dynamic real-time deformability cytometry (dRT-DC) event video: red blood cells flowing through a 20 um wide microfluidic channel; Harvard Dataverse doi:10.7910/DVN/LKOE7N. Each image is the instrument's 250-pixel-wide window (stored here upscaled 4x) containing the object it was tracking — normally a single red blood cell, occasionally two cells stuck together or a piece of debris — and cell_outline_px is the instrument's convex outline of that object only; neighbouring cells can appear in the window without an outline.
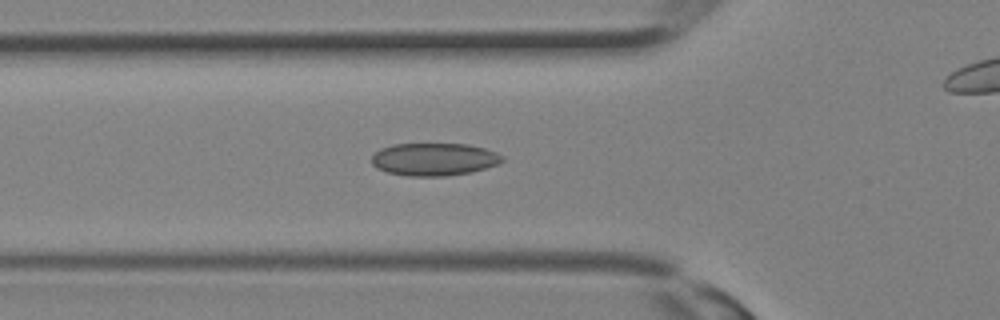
{"species": "Egyptian fruit bat (a non-hibernating species)", "species_latin": "Rousettus aegyptiacus", "temperature_condition": "room temperature", "stored_images_in_passage": 16, "camera_frame_rate_fps": 3000, "um_per_image_px": 0.085, "animal": {"sex": "female"}, "frame": {"image": 1, "passage_image": 4, "time_ms": 1.0, "image_size_px": [1000, 320], "cell_outline_px": [[504, 160], [500, 164], [472, 172], [444, 176], [408, 176], [388, 172], [376, 168], [372, 164], [372, 152], [380, 148], [392, 144], [468, 144], [484, 148], [496, 152], [504, 156]], "centroid_in_image_um": [36.9, 13.54], "position_along_channel_um": 88.9, "area_um2": 25.14}}
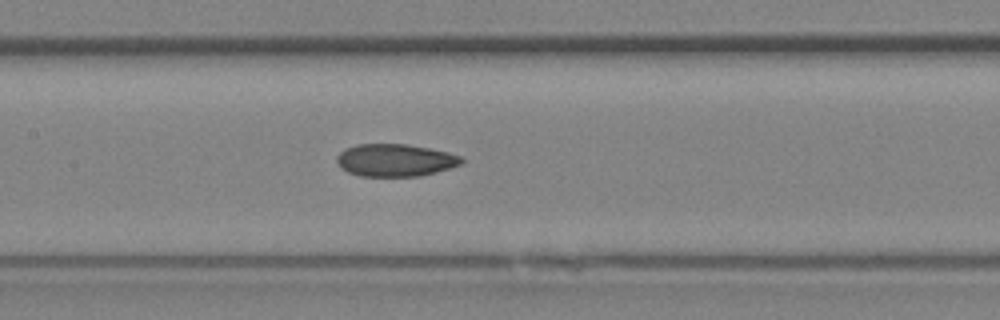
{"frame": {"image": 2, "passage_image": 8, "time_ms": 2.333, "image_size_px": [1000, 320], "cell_outline_px": [[464, 160], [460, 164], [436, 172], [420, 176], [360, 176], [348, 172], [340, 168], [336, 160], [336, 156], [344, 148], [356, 144], [408, 144], [448, 152], [460, 156]], "centroid_in_image_um": [33.54, 13.61], "position_along_channel_um": 173.9, "area_um2": 23.64}}
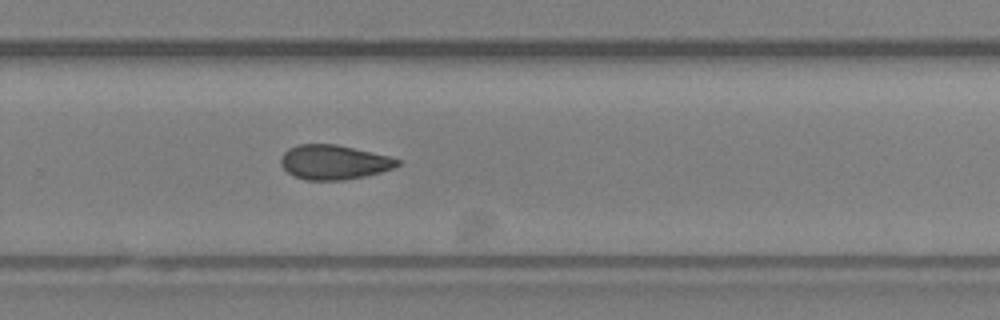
{"frame": {"image": 3, "passage_image": 14, "time_ms": 4.333, "image_size_px": [1000, 320], "cell_outline_px": [[400, 164], [392, 168], [380, 172], [364, 176], [344, 180], [304, 180], [288, 172], [280, 164], [280, 156], [288, 148], [300, 144], [336, 144], [388, 156], [400, 160]], "centroid_in_image_um": [28.34, 13.78], "position_along_channel_um": 301.5, "area_um2": 23.29}}